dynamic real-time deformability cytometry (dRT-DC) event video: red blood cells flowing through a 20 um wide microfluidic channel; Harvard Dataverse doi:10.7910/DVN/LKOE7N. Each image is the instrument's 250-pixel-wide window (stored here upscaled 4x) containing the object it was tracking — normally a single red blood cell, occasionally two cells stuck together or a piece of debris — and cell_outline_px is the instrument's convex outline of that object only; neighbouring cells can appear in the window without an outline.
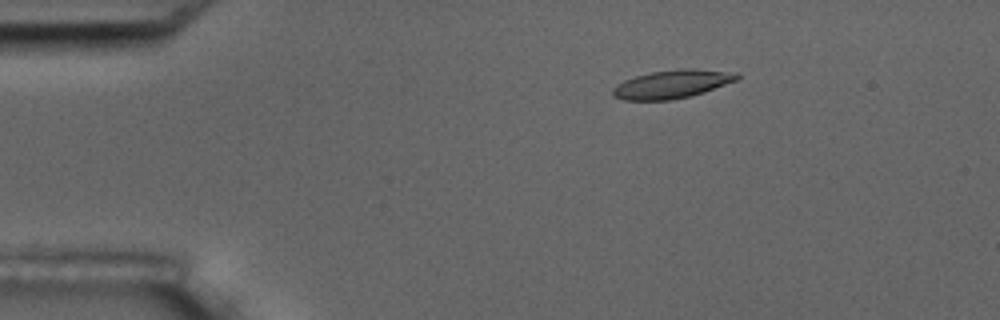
{"species": "common noctule bat (a hibernating species)", "species_latin": "Nyctalus noctula", "temperature_condition": "room temperature", "stored_images_in_passage": 5, "camera_frame_rate_fps": 3000, "um_per_image_px": 0.085, "animal": {"sex": "male", "body_mass_g": 17.5, "forearm_length_mm": 52.3}, "frame": {"image": 1, "passage_image": 3, "time_ms": 2.333, "image_size_px": [1000, 320], "cell_outline_px": [[740, 76], [736, 80], [704, 92], [672, 100], [624, 100], [612, 96], [612, 88], [616, 84], [624, 80], [636, 76], [652, 72], [676, 68], [692, 68], [724, 72]], "centroid_in_image_um": [57.02, 7.16], "position_along_channel_um": 28.0, "area_um2": 20.23}}